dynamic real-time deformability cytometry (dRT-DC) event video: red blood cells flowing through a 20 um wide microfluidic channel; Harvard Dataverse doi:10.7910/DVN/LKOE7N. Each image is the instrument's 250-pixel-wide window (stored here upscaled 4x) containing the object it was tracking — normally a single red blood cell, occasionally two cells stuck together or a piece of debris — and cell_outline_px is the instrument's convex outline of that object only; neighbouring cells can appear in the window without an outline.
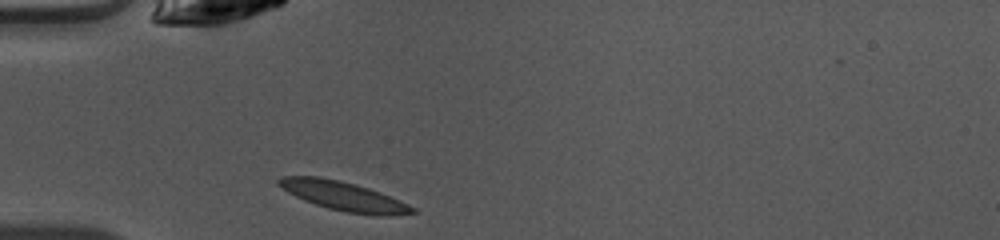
{"species": "common noctule bat (a hibernating species)", "species_latin": "Nyctalus noctula", "temperature_condition": "warm", "stored_images_in_passage": 35, "camera_frame_rate_fps": 3000, "um_per_image_px": 0.085, "animal": {"sex": "female", "body_mass_g": 10.0, "forearm_length_mm": 53.1}, "frame": {"image": 1, "passage_image": 1, "time_ms": 0.0, "image_size_px": [1000, 240], "cell_outline_px": [[420, 212], [388, 216], [344, 212], [328, 208], [304, 200], [288, 192], [276, 184], [276, 180], [280, 176], [320, 176], [340, 180], [356, 184], [380, 192], [400, 200], [416, 208]], "centroid_in_image_um": [29.21, 16.66], "position_along_channel_um": 55.8, "area_um2": 22.77}}
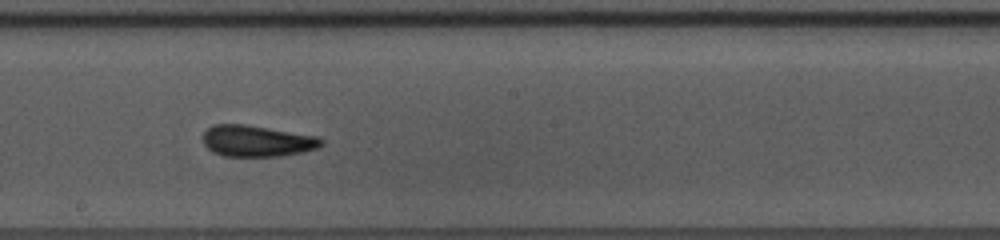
{"frame": {"image": 2, "passage_image": 14, "time_ms": 4.333, "image_size_px": [1000, 240], "cell_outline_px": [[324, 144], [316, 148], [304, 152], [280, 156], [224, 156], [212, 152], [204, 144], [204, 132], [212, 124], [244, 124], [316, 136], [324, 140]], "centroid_in_image_um": [21.84, 11.99], "position_along_channel_um": 226.4, "area_um2": 21.5}}
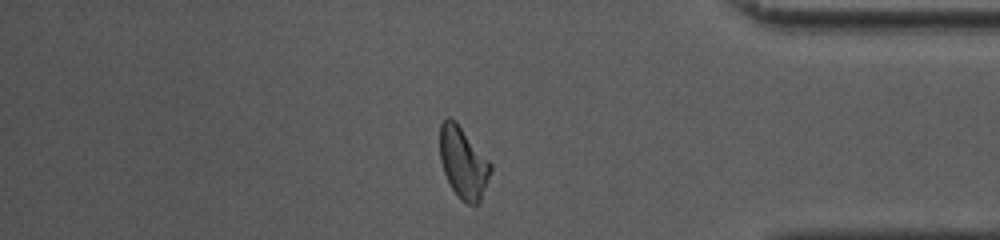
{"frame": {"image": 3, "passage_image": 28, "time_ms": 9.0, "image_size_px": [1000, 240], "cell_outline_px": [[492, 168], [480, 200], [476, 204], [468, 204], [460, 200], [456, 196], [444, 172], [440, 160], [440, 124], [448, 116], [456, 120], [492, 164]], "centroid_in_image_um": [39.36, 13.8], "position_along_channel_um": 395.8, "area_um2": 21.04}, "authors_computed_cell_mechanics": {"area_um2": 21.0392, "velocity_mm_per_s": 4.0774, "shape_relaxation_time_tau1_ms": 2.3027, "shape_relaxation_time_tau2_ms": 1.2731, "deformation_change_tau1": 0.1308, "deformation_change_tau2": 0.0967}}